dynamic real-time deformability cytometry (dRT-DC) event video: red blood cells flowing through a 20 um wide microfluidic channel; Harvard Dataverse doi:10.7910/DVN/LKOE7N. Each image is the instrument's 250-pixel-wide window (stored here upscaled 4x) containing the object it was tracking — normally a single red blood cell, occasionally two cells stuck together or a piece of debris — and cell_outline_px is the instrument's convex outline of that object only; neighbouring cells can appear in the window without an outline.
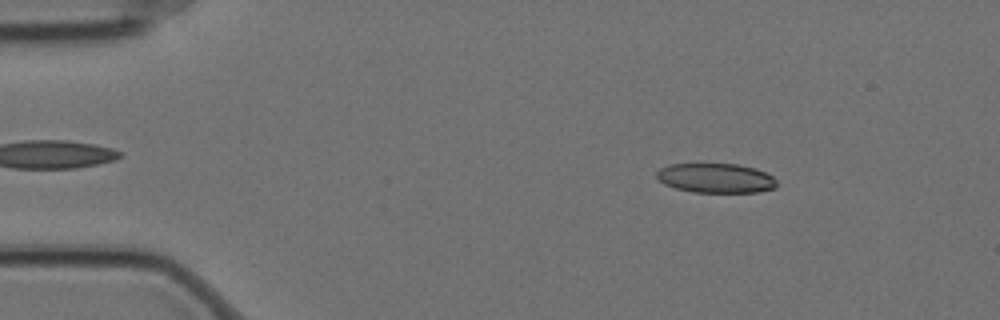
{"species": "Egyptian fruit bat (a non-hibernating species)", "species_latin": "Rousettus aegyptiacus", "temperature_condition": "cold", "stored_images_in_passage": 14, "camera_frame_rate_fps": 3000, "um_per_image_px": 0.085, "animal": {"sex": "female"}, "frame": {"image": 1, "passage_image": 2, "time_ms": 0.333, "image_size_px": [1000, 320], "cell_outline_px": [[776, 188], [760, 192], [692, 192], [676, 188], [664, 184], [656, 176], [656, 172], [660, 168], [672, 164], [736, 164], [756, 168], [772, 176], [776, 180]], "centroid_in_image_um": [60.86, 15.14], "position_along_channel_um": 24.1, "area_um2": 20.63}}
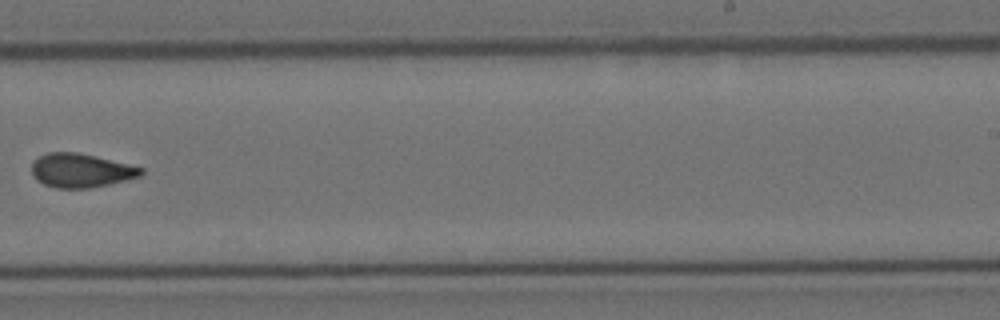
{"frame": {"image": 2, "passage_image": 9, "time_ms": 2.667, "image_size_px": [1000, 320], "cell_outline_px": [[144, 172], [140, 176], [108, 184], [88, 188], [56, 188], [44, 184], [36, 180], [32, 176], [32, 160], [48, 152], [76, 152], [96, 156], [144, 168]], "centroid_in_image_um": [6.84, 14.48], "position_along_channel_um": 282.2, "area_um2": 21.56}}
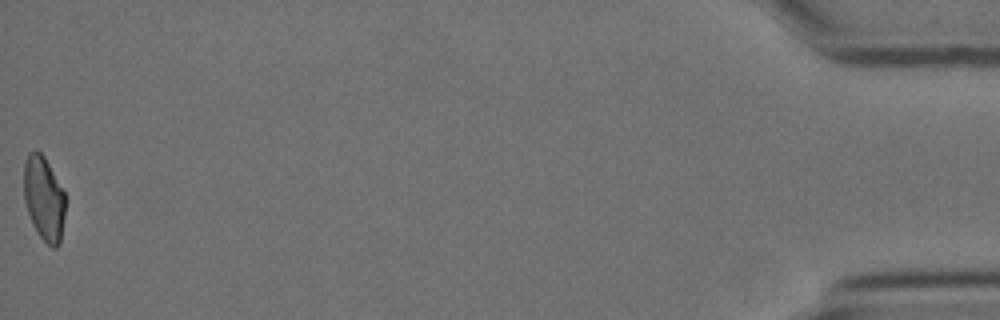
{"frame": {"image": 3, "passage_image": 14, "time_ms": 4.333, "image_size_px": [1000, 320], "cell_outline_px": [[68, 200], [60, 244], [56, 248], [52, 248], [40, 236], [28, 212], [24, 200], [24, 164], [28, 152], [40, 152], [44, 156], [64, 192]], "centroid_in_image_um": [3.77, 16.89], "position_along_channel_um": 431.4, "area_um2": 20.46}}